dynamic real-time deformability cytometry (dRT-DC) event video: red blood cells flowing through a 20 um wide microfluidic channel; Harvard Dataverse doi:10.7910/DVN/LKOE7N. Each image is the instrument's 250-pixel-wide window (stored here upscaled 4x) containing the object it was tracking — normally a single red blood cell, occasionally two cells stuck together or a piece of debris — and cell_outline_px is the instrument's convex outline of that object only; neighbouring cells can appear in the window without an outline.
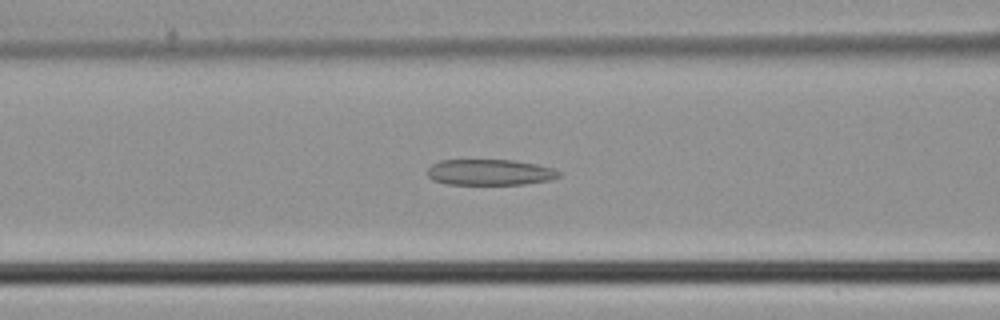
{"species": "common noctule bat (a hibernating species)", "species_latin": "Nyctalus noctula", "temperature_condition": "cold", "stored_images_in_passage": 35, "camera_frame_rate_fps": 3000, "um_per_image_px": 0.085, "animal": {"sex": "male", "body_mass_g": 21.5, "forearm_length_mm": 52.0}, "frame": {"image": 1, "passage_image": 8, "time_ms": 2.333, "image_size_px": [1000, 320], "cell_outline_px": [[560, 176], [548, 180], [524, 184], [448, 184], [432, 180], [428, 176], [428, 168], [432, 164], [440, 160], [512, 160], [536, 164], [552, 168], [560, 172]], "centroid_in_image_um": [41.61, 14.64], "position_along_channel_um": 125.0, "area_um2": 19.71}}
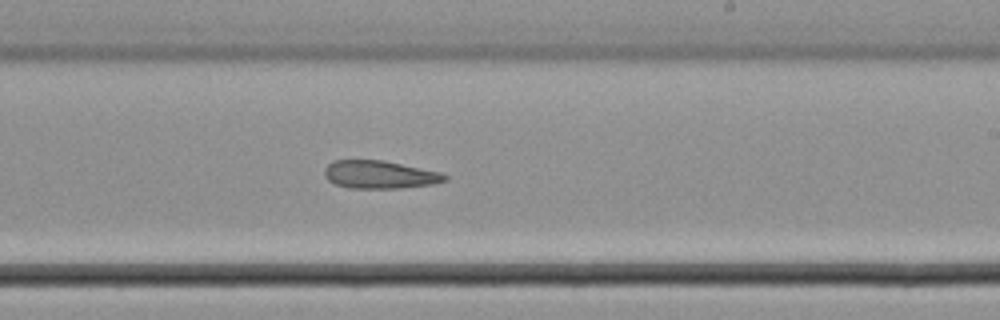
{"frame": {"image": 2, "passage_image": 17, "time_ms": 5.333, "image_size_px": [1000, 320], "cell_outline_px": [[448, 180], [432, 184], [400, 188], [348, 188], [336, 184], [328, 180], [324, 176], [324, 168], [332, 160], [384, 160], [440, 172], [448, 176]], "centroid_in_image_um": [32.25, 14.84], "position_along_channel_um": 256.7, "area_um2": 19.65}}
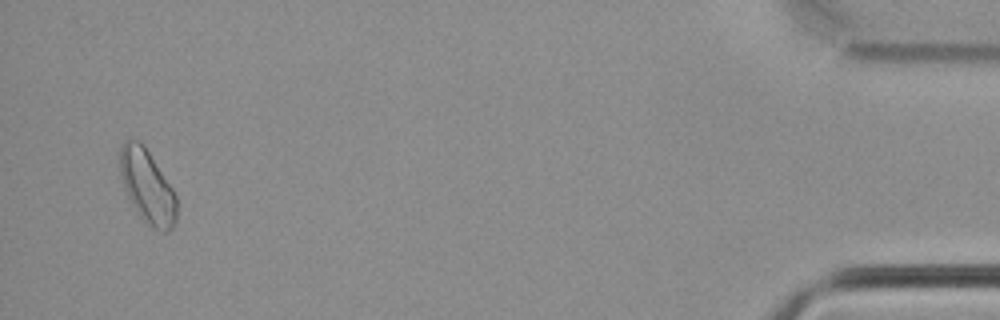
{"frame": {"image": 3, "passage_image": 34, "time_ms": 11.0, "image_size_px": [1000, 320], "cell_outline_px": [[176, 220], [172, 228], [168, 232], [164, 232], [152, 228], [144, 220], [132, 204], [124, 188], [120, 176], [120, 148], [124, 140], [128, 136], [144, 144], [172, 188], [176, 196]], "centroid_in_image_um": [12.5, 15.81], "position_along_channel_um": 422.7, "area_um2": 24.22}}